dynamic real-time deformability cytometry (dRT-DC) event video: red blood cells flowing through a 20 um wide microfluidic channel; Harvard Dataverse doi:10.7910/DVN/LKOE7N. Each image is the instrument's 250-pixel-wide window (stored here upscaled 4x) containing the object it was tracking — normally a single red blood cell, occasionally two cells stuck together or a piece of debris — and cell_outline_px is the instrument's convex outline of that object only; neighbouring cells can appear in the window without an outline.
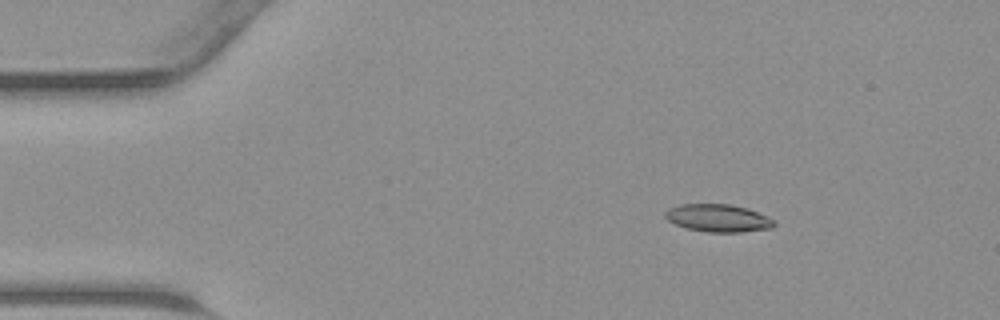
{"species": "common noctule bat (a hibernating species)", "species_latin": "Nyctalus noctula", "temperature_condition": "warm", "stored_images_in_passage": 45, "camera_frame_rate_fps": 3000, "um_per_image_px": 0.085, "animal": {"sex": "male", "body_mass_g": 23.1, "forearm_length_mm": 52.7}, "frame": {"image": 1, "passage_image": 7, "time_ms": 2.0, "image_size_px": [1000, 320], "cell_outline_px": [[776, 224], [772, 228], [740, 232], [708, 232], [684, 228], [668, 220], [664, 216], [664, 212], [668, 208], [680, 204], [728, 204], [744, 208], [768, 216], [776, 220]], "centroid_in_image_um": [61.02, 18.54], "position_along_channel_um": 24.0, "area_um2": 17.57}}
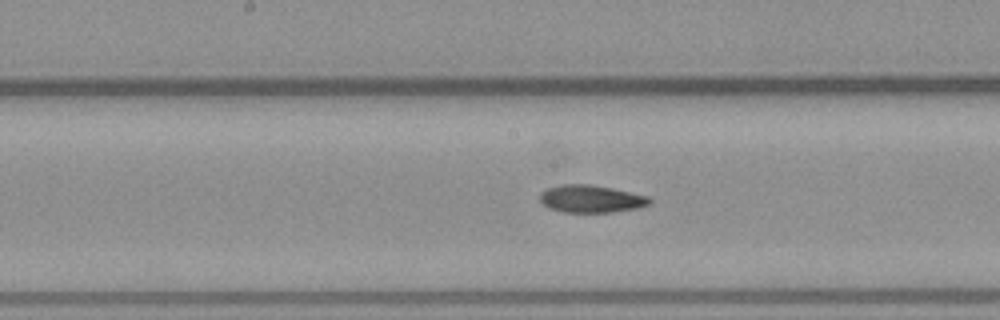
{"frame": {"image": 2, "passage_image": 23, "time_ms": 7.333, "image_size_px": [1000, 320], "cell_outline_px": [[652, 200], [648, 204], [640, 208], [612, 212], [560, 212], [548, 208], [540, 200], [540, 192], [548, 188], [564, 184], [588, 184], [612, 188], [648, 196]], "centroid_in_image_um": [50.23, 16.91], "position_along_channel_um": 198.0, "area_um2": 17.57}}
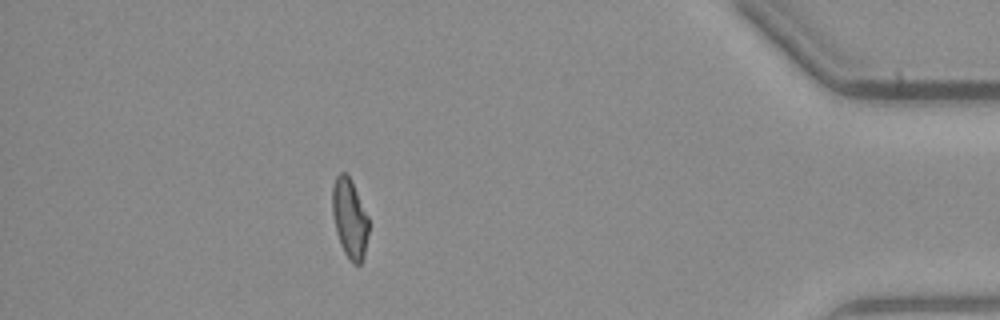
{"frame": {"image": 3, "passage_image": 40, "time_ms": 13.0, "image_size_px": [1000, 320], "cell_outline_px": [[368, 232], [364, 256], [360, 264], [352, 264], [344, 252], [340, 244], [332, 212], [332, 188], [336, 176], [340, 172], [344, 172], [352, 180], [368, 216]], "centroid_in_image_um": [29.72, 18.55], "position_along_channel_um": 405.5, "area_um2": 16.76}}